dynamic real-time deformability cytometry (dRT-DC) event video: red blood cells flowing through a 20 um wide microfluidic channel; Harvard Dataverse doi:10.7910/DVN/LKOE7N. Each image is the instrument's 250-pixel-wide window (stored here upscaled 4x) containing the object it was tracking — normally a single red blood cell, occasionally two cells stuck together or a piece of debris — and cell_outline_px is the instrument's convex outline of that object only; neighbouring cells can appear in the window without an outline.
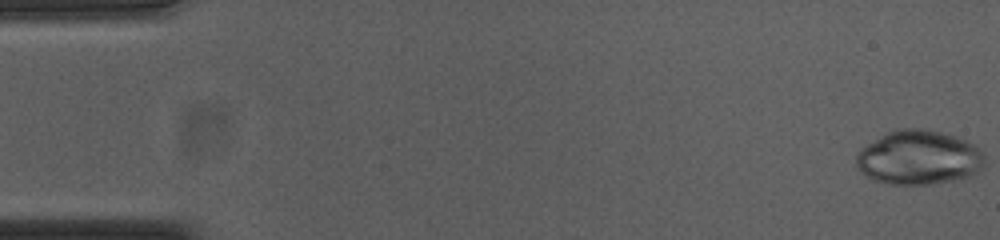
{"species": "common noctule bat (a hibernating species)", "species_latin": "Nyctalus noctula", "temperature_condition": "cold", "stored_images_in_passage": 54, "camera_frame_rate_fps": 3000, "um_per_image_px": 0.085, "animal": {"sex": "female", "body_mass_g": 23.0, "forearm_length_mm": 53.4}, "frame": {"image": 1, "passage_image": 1, "time_ms": 0.0, "image_size_px": [1000, 240], "cell_outline_px": [[984, 168], [980, 172], [972, 176], [960, 180], [932, 184], [888, 184], [876, 180], [868, 176], [856, 164], [856, 156], [860, 148], [880, 136], [888, 132], [900, 128], [928, 128], [956, 136], [968, 140], [980, 148], [984, 152]], "centroid_in_image_um": [78.18, 13.39], "position_along_channel_um": 6.8, "area_um2": 41.21}}
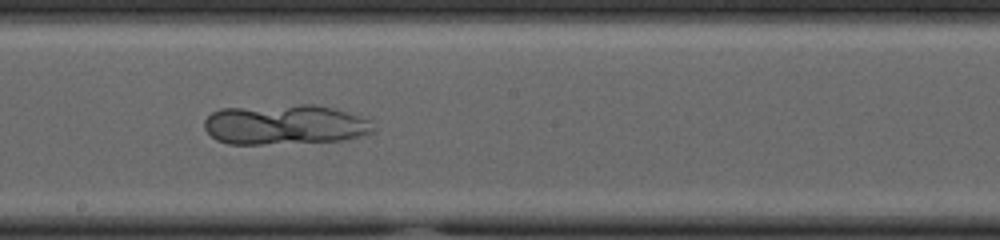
{"frame": {"image": 2, "passage_image": 30, "time_ms": 9.667, "image_size_px": [1000, 240], "cell_outline_px": [[376, 132], [348, 140], [260, 144], [228, 144], [216, 140], [204, 128], [204, 120], [212, 112], [220, 108], [300, 104], [316, 104], [348, 112], [372, 120], [376, 128]], "centroid_in_image_um": [24.26, 10.59], "position_along_channel_um": 223.9, "area_um2": 40.0}}
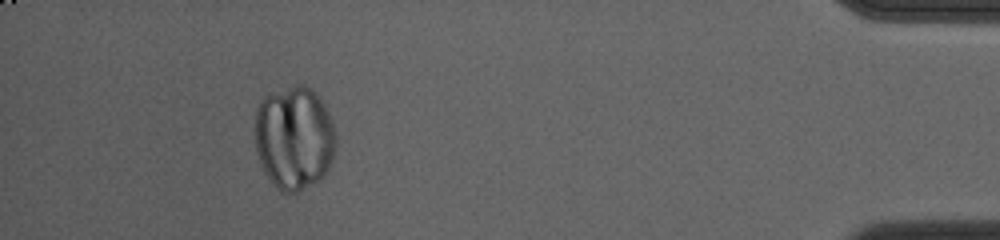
{"frame": {"image": 3, "passage_image": 50, "time_ms": 16.333, "image_size_px": [1000, 240], "cell_outline_px": [[336, 148], [332, 160], [328, 168], [316, 180], [304, 188], [296, 192], [280, 192], [272, 184], [264, 172], [260, 164], [256, 152], [256, 108], [260, 100], [264, 96], [296, 84], [304, 84], [316, 92], [324, 104], [332, 120], [336, 132]], "centroid_in_image_um": [25.0, 11.69], "position_along_channel_um": 410.2, "area_um2": 49.07}}